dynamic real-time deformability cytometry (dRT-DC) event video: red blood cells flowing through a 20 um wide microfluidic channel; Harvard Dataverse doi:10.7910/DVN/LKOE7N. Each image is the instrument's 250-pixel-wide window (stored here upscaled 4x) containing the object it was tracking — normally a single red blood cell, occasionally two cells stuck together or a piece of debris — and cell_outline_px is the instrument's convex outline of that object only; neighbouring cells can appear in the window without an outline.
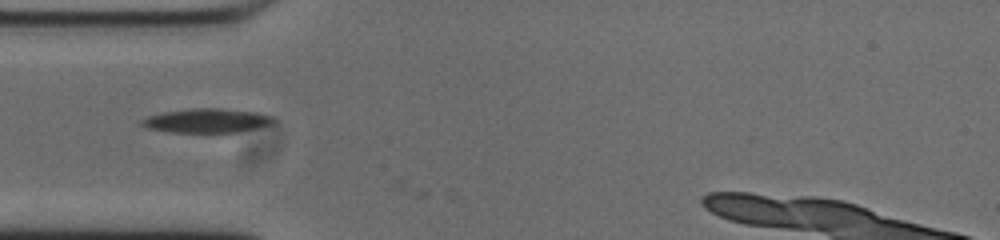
{"species": "common noctule bat (a hibernating species)", "species_latin": "Nyctalus noctula", "temperature_condition": "cold", "stored_images_in_passage": 3, "camera_frame_rate_fps": 3000, "um_per_image_px": 0.085, "animal": {"sex": "male", "body_mass_g": 20.0, "forearm_length_mm": 53.3}, "frame": {"image": 1, "passage_image": 1, "time_ms": 0.0, "image_size_px": [1000, 240], "cell_outline_px": [[276, 120], [272, 124], [256, 128], [236, 132], [172, 132], [144, 128], [140, 124], [140, 120], [148, 116], [164, 112], [192, 108], [220, 108], [256, 112], [272, 116]], "centroid_in_image_um": [17.56, 10.25], "position_along_channel_um": 67.4, "area_um2": 18.55}}